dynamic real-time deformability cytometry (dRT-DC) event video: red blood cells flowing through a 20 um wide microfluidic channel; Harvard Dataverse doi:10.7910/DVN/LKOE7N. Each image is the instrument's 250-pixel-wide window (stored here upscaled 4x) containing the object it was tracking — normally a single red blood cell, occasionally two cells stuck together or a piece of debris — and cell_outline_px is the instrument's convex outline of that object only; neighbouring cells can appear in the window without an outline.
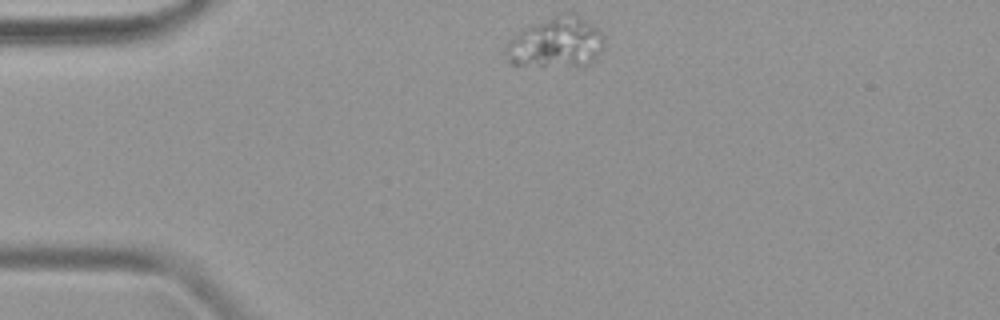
{"species": "common noctule bat (a hibernating species)", "species_latin": "Nyctalus noctula", "temperature_condition": "warm", "stored_images_in_passage": 39, "camera_frame_rate_fps": 3000, "um_per_image_px": 0.085, "animal": {"sex": "female", "body_mass_g": 19.9}, "frame": {"image": 1, "passage_image": 1, "time_ms": 0.0, "image_size_px": [1000, 320], "cell_outline_px": [[604, 48], [588, 64], [512, 64], [508, 60], [504, 52], [504, 48], [524, 28], [560, 12], [572, 12], [592, 24], [604, 36]], "centroid_in_image_um": [47.3, 3.56], "position_along_channel_um": 37.7, "area_um2": 28.09}}
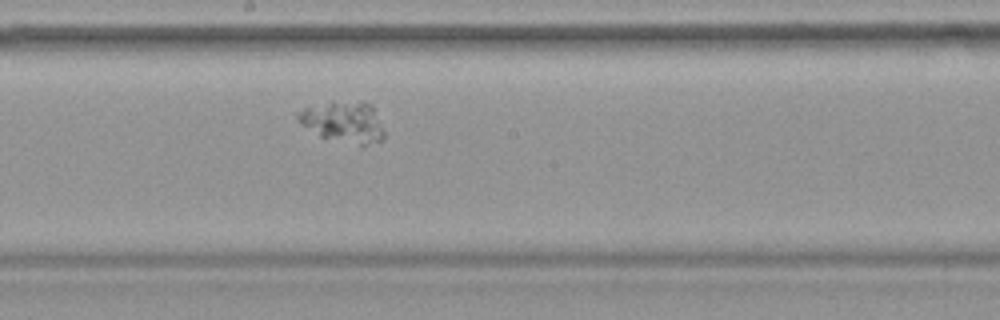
{"frame": {"image": 2, "passage_image": 17, "time_ms": 5.333, "image_size_px": [1000, 320], "cell_outline_px": [[384, 140], [360, 148], [320, 136], [300, 124], [296, 120], [296, 112], [304, 108], [332, 100], [364, 100], [372, 104], [384, 132]], "centroid_in_image_um": [29.21, 10.37], "position_along_channel_um": 219.0, "area_um2": 21.68}}
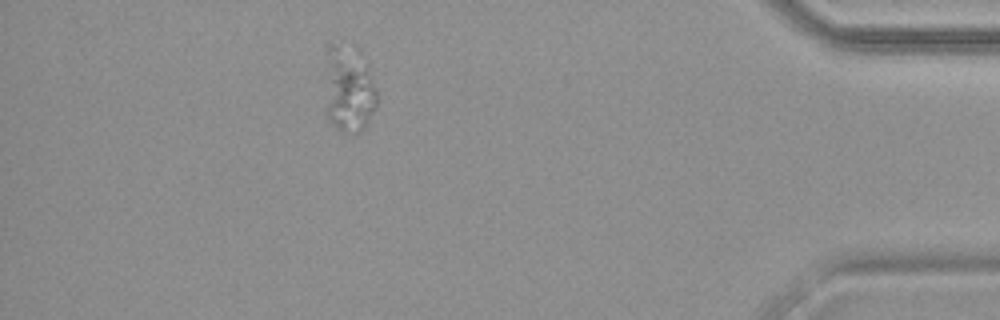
{"frame": {"image": 3, "passage_image": 34, "time_ms": 11.0, "image_size_px": [1000, 320], "cell_outline_px": [[376, 108], [364, 128], [360, 132], [344, 132], [336, 128], [328, 120], [324, 52], [328, 40], [344, 36], [360, 48], [368, 64], [376, 92]], "centroid_in_image_um": [29.61, 7.31], "position_along_channel_um": 405.6, "area_um2": 28.09}}